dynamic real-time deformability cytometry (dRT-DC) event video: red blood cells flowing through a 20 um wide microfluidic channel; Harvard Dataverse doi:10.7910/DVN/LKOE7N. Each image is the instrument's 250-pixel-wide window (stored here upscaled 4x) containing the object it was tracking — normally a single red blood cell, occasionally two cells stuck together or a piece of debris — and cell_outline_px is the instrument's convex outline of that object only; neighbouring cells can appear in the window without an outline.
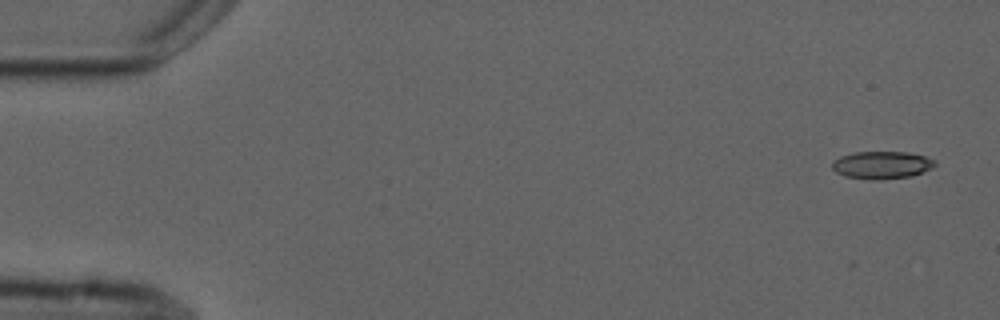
{"species": "common noctule bat (a hibernating species)", "species_latin": "Nyctalus noctula", "temperature_condition": "cold", "stored_images_in_passage": 4, "camera_frame_rate_fps": 3000, "um_per_image_px": 0.085, "animal": {"sex": "male", "forearm_length_mm": 52.5}, "frame": {"image": 1, "passage_image": 1, "time_ms": 0.0, "image_size_px": [1000, 320], "cell_outline_px": [[936, 164], [932, 168], [912, 176], [880, 180], [872, 180], [844, 176], [836, 172], [832, 168], [832, 160], [840, 156], [856, 152], [908, 152], [924, 156], [936, 160]], "centroid_in_image_um": [74.94, 14.03], "position_along_channel_um": 10.1, "area_um2": 16.65}}
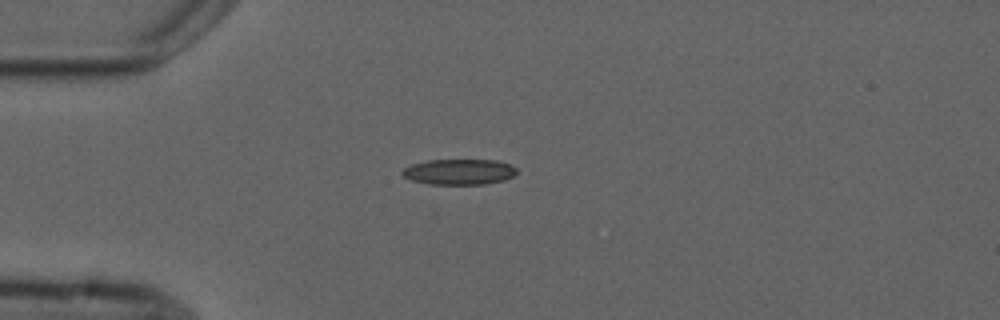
{"frame": {"image": 2, "passage_image": 4, "time_ms": 4.0, "image_size_px": [1000, 320], "cell_outline_px": [[516, 172], [512, 176], [504, 180], [484, 184], [428, 184], [412, 180], [404, 176], [400, 172], [404, 168], [412, 164], [428, 160], [496, 160], [508, 164], [516, 168]], "centroid_in_image_um": [39.0, 14.6], "position_along_channel_um": 46.0, "area_um2": 16.94}}